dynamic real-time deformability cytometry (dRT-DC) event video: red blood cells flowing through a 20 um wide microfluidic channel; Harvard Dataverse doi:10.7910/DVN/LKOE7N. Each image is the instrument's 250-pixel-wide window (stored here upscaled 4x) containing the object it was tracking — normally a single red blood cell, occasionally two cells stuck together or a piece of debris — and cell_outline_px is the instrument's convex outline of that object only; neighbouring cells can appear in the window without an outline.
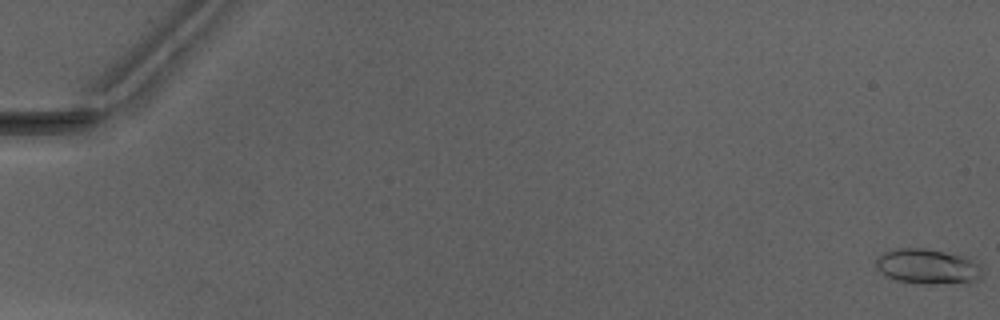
{"species": "Egyptian fruit bat (a non-hibernating species)", "species_latin": "Rousettus aegyptiacus", "temperature_condition": "warm", "stored_images_in_passage": 10, "camera_frame_rate_fps": 3000, "um_per_image_px": 0.085, "animal": {"sex": "male"}, "frame": {"image": 1, "passage_image": 1, "time_ms": 0.0, "image_size_px": [1000, 320], "cell_outline_px": [[980, 280], [972, 284], [920, 284], [896, 280], [880, 272], [876, 268], [876, 260], [884, 252], [896, 248], [924, 248], [944, 252], [960, 256], [972, 260], [980, 264]], "centroid_in_image_um": [78.87, 22.69], "position_along_channel_um": 6.1, "area_um2": 21.96}}